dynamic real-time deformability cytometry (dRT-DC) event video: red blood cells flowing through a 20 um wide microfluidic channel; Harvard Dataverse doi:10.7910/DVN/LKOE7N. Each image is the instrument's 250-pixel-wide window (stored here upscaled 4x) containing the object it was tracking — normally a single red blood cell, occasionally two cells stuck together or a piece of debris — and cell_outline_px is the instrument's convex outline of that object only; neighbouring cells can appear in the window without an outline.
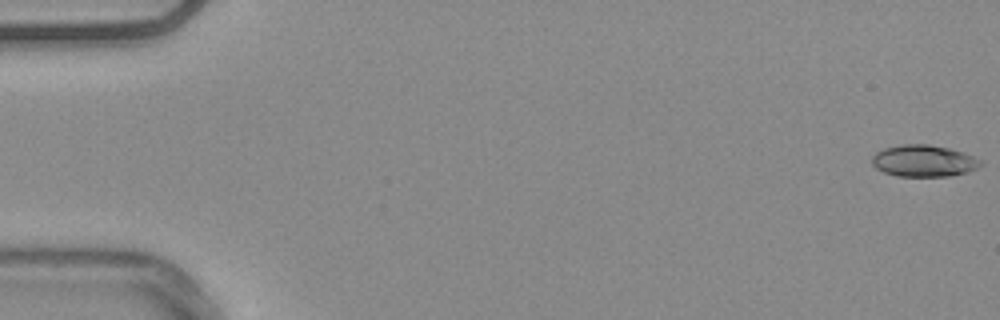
{"species": "common noctule bat (a hibernating species)", "species_latin": "Nyctalus noctula", "temperature_condition": "warm", "stored_images_in_passage": 55, "camera_frame_rate_fps": 3000, "um_per_image_px": 0.085, "animal": {"sex": "male", "body_mass_g": 20.4}, "frame": {"image": 1, "passage_image": 1, "time_ms": 0.0, "image_size_px": [1000, 320], "cell_outline_px": [[984, 164], [968, 172], [948, 176], [896, 176], [884, 172], [876, 168], [872, 164], [872, 156], [876, 152], [884, 148], [900, 144], [928, 144], [948, 148], [984, 160]], "centroid_in_image_um": [78.51, 13.67], "position_along_channel_um": 6.5, "area_um2": 20.11}}
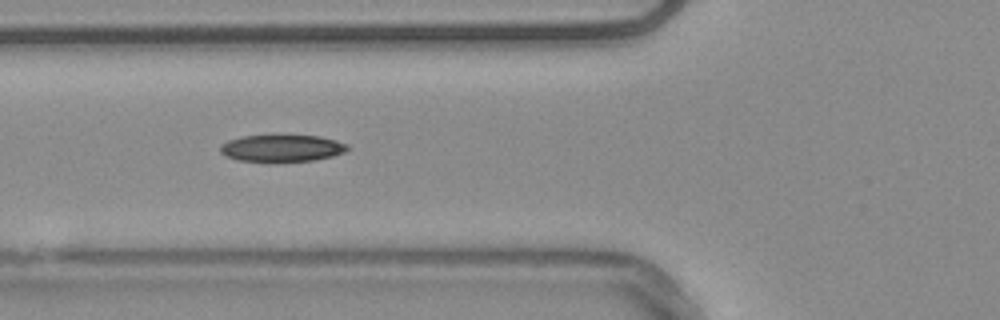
{"frame": {"image": 2, "passage_image": 21, "time_ms": 6.667, "image_size_px": [1000, 320], "cell_outline_px": [[348, 148], [344, 152], [332, 156], [316, 160], [276, 164], [268, 164], [236, 160], [220, 152], [220, 144], [228, 140], [244, 136], [320, 136], [336, 140], [348, 144]], "centroid_in_image_um": [23.93, 12.65], "position_along_channel_um": 101.9, "area_um2": 20.63}}
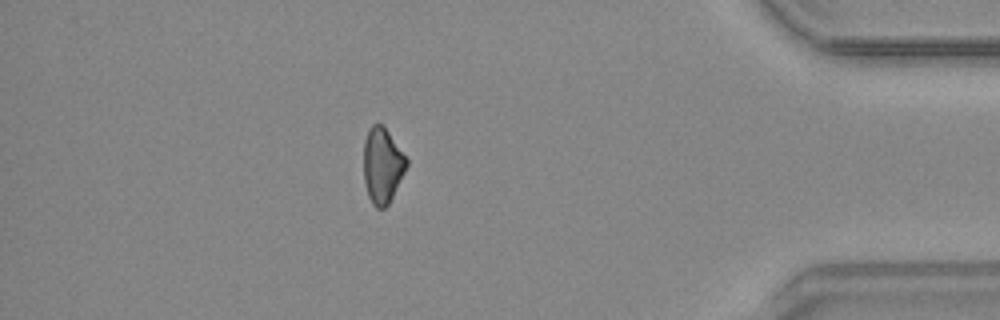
{"frame": {"image": 3, "passage_image": 48, "time_ms": 15.667, "image_size_px": [1000, 320], "cell_outline_px": [[408, 164], [388, 204], [384, 208], [376, 208], [372, 204], [368, 196], [364, 184], [364, 140], [368, 128], [372, 124], [380, 124], [388, 132], [408, 160]], "centroid_in_image_um": [32.47, 14.07], "position_along_channel_um": 402.7, "area_um2": 18.61}}